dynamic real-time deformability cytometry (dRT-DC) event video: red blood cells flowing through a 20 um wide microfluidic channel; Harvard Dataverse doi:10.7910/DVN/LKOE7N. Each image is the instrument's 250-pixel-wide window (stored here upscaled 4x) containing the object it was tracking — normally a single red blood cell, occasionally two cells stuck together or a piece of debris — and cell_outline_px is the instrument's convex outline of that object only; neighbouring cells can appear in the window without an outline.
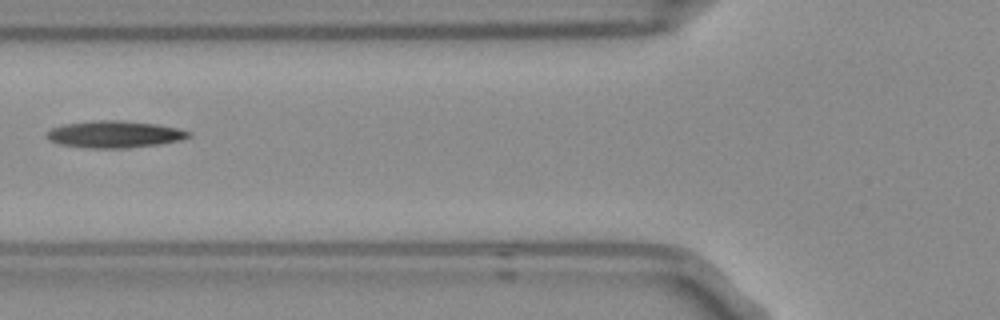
{"species": "Egyptian fruit bat (a non-hibernating species)", "species_latin": "Rousettus aegyptiacus", "temperature_condition": "room temperature", "stored_images_in_passage": 6, "camera_frame_rate_fps": 3000, "um_per_image_px": 0.085, "frame": {"image": 1, "passage_image": 6, "time_ms": 1.667, "image_size_px": [1000, 320], "cell_outline_px": [[192, 136], [180, 140], [160, 144], [128, 148], [88, 148], [60, 144], [48, 140], [44, 136], [52, 128], [64, 124], [92, 120], [120, 120], [156, 124], [176, 128], [192, 132]], "centroid_in_image_um": [9.73, 11.41], "position_along_channel_um": 116.1, "area_um2": 22.37}}